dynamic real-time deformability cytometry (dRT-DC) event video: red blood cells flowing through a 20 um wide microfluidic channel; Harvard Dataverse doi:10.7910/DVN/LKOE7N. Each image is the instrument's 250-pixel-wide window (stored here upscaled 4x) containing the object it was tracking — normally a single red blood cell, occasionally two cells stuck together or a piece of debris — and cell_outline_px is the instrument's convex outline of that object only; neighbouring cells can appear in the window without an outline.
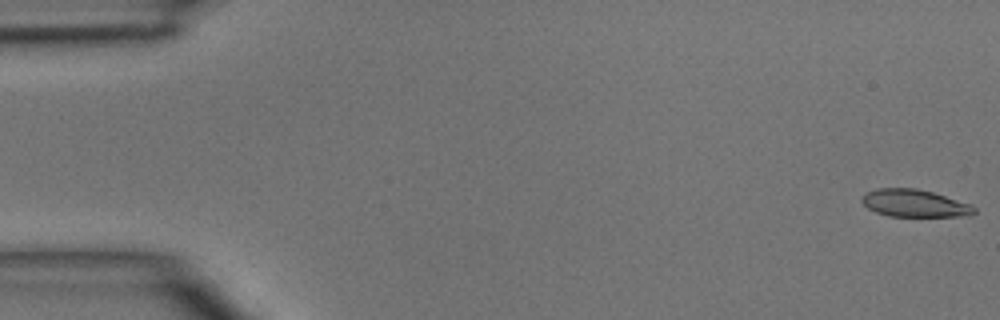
{"species": "common noctule bat (a hibernating species)", "species_latin": "Nyctalus noctula", "temperature_condition": "room temperature", "stored_images_in_passage": 5, "camera_frame_rate_fps": 3000, "um_per_image_px": 0.085, "animal": {"sex": "male", "body_mass_g": 15.6}, "frame": {"image": 1, "passage_image": 1, "time_ms": 0.0, "image_size_px": [1000, 320], "cell_outline_px": [[976, 212], [972, 216], [888, 216], [876, 212], [868, 208], [860, 200], [868, 192], [876, 188], [916, 188], [932, 192], [972, 204], [976, 208]], "centroid_in_image_um": [77.78, 17.28], "position_along_channel_um": 7.2, "area_um2": 17.98}}